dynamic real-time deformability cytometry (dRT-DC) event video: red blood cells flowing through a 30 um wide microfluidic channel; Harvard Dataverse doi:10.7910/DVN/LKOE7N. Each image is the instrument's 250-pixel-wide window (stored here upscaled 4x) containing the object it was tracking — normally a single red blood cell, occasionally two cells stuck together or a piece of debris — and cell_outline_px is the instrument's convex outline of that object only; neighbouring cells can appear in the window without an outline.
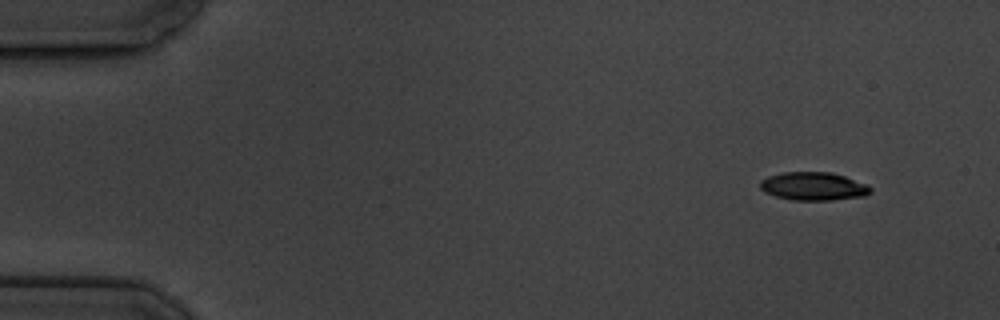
{"species": "common noctule bat (a hibernating species)", "species_latin": "Nyctalus noctula", "temperature_condition": "cold", "stored_images_in_passage": 4, "camera_frame_rate_fps": 3000, "um_per_image_px": 0.085, "animal": {"sex": "male", "body_mass_g": 19.5, "forearm_length_mm": 54.6}, "frame": {"image": 1, "passage_image": 1, "time_ms": 0.0, "image_size_px": [1000, 320], "cell_outline_px": [[872, 192], [864, 196], [832, 200], [792, 200], [776, 196], [764, 192], [760, 188], [760, 180], [768, 176], [784, 172], [832, 172], [868, 184], [872, 188]], "centroid_in_image_um": [69.16, 15.83], "position_along_channel_um": 15.8, "area_um2": 18.26}}
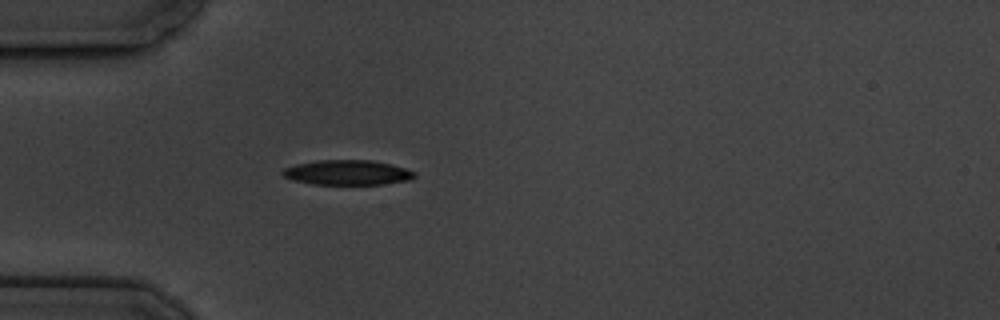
{"frame": {"image": 2, "passage_image": 4, "time_ms": 4.0, "image_size_px": [1000, 320], "cell_outline_px": [[416, 176], [412, 180], [384, 184], [312, 184], [292, 180], [284, 176], [280, 172], [284, 168], [296, 164], [316, 160], [372, 160], [392, 164], [416, 172]], "centroid_in_image_um": [29.55, 14.66], "position_along_channel_um": 55.5, "area_um2": 19.31}}